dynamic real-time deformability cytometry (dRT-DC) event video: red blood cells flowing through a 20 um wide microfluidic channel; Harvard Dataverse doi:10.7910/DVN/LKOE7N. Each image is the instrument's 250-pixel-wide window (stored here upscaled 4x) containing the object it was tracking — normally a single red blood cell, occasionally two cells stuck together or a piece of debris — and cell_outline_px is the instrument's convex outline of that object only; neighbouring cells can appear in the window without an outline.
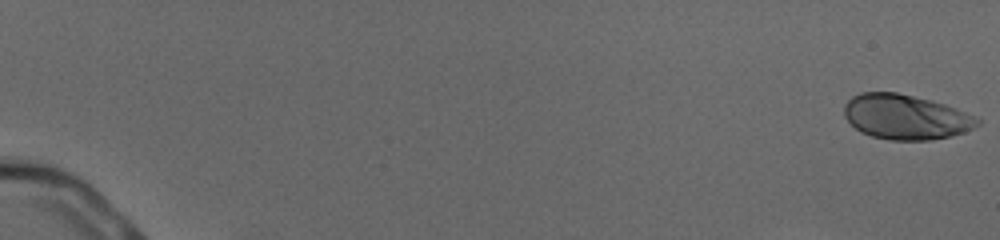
{"species": "human", "species_latin": "Homo sapiens", "temperature_condition": "cold", "stored_images_in_passage": 47, "camera_frame_rate_fps": 3000, "um_per_image_px": 0.085, "donor": {"sex": "male"}, "frame": {"image": 1, "passage_image": 1, "time_ms": 0.0, "image_size_px": [1000, 240], "cell_outline_px": [[980, 124], [964, 132], [952, 136], [928, 140], [888, 140], [872, 136], [860, 132], [844, 116], [844, 104], [852, 96], [860, 92], [896, 92], [932, 100], [944, 104], [964, 112], [980, 120]], "centroid_in_image_um": [76.94, 9.94], "position_along_channel_um": 8.1, "area_um2": 34.74}}
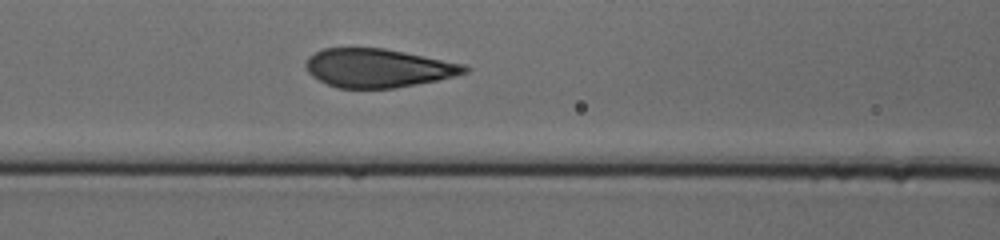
{"frame": {"image": 2, "passage_image": 27, "time_ms": 8.667, "image_size_px": [1000, 240], "cell_outline_px": [[472, 68], [468, 72], [436, 80], [416, 84], [392, 88], [336, 88], [312, 76], [308, 72], [304, 64], [308, 56], [312, 52], [324, 48], [348, 44], [352, 44], [384, 48], [464, 64]], "centroid_in_image_um": [32.04, 5.73], "position_along_channel_um": 134.6, "area_um2": 36.59}}
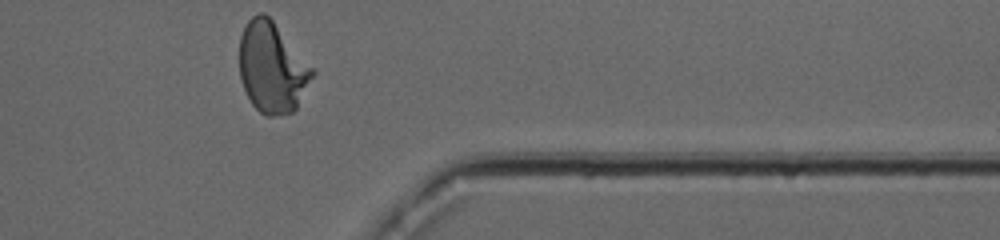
{"frame": {"image": 3, "passage_image": 47, "time_ms": 15.333, "image_size_px": [1000, 240], "cell_outline_px": [[316, 72], [296, 108], [292, 112], [272, 116], [264, 116], [252, 104], [244, 88], [240, 76], [240, 36], [248, 20], [256, 12], [264, 12], [272, 20]], "centroid_in_image_um": [23.12, 5.74], "position_along_channel_um": 388.3, "area_um2": 38.03}, "authors_computed_cell_mechanics": {"area_um2": 36.5874, "velocity_mm_per_s": 3.9122, "shape_relaxation_time_tau1_ms": 4.7527, "shape_relaxation_time_tau2_ms": null, "deformation_change_tau1": 0.2057, "deformation_change_tau2": null}}